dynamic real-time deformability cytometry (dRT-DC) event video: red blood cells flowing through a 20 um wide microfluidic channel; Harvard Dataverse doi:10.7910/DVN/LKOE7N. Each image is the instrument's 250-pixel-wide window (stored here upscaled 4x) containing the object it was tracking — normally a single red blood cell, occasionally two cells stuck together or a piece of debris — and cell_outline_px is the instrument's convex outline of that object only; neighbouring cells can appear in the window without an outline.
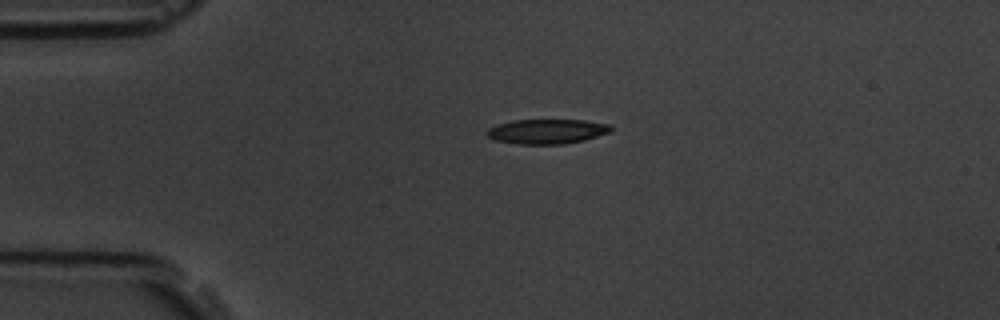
{"species": "common noctule bat (a hibernating species)", "species_latin": "Nyctalus noctula", "temperature_condition": "room temperature", "stored_images_in_passage": 2, "camera_frame_rate_fps": 3000, "um_per_image_px": 0.085, "animal": {"sex": "male", "body_mass_g": 19.5, "forearm_length_mm": 54.6}, "frame": {"image": 1, "passage_image": 1, "time_ms": 0.0, "image_size_px": [1000, 320], "cell_outline_px": [[612, 132], [584, 140], [564, 144], [520, 144], [496, 140], [488, 136], [484, 132], [488, 128], [512, 120], [584, 120], [612, 124]], "centroid_in_image_um": [46.54, 11.17], "position_along_channel_um": 38.5, "area_um2": 17.92}}